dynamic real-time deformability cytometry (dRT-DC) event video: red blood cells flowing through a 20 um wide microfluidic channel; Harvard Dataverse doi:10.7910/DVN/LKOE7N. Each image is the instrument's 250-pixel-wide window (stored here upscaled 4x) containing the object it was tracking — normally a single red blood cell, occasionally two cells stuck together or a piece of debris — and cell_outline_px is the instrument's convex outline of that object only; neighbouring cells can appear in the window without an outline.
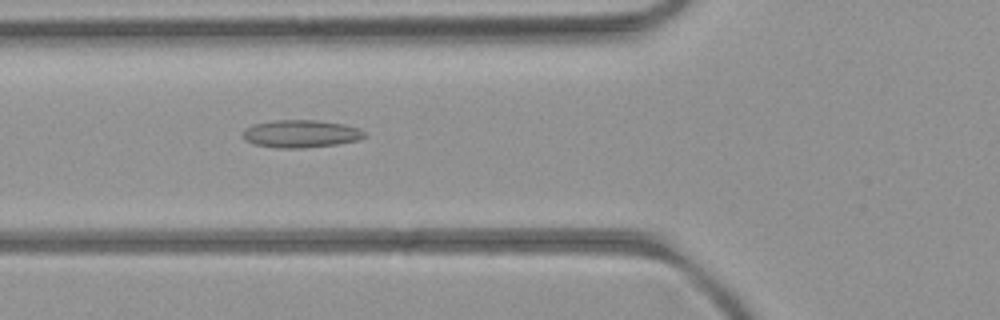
{"species": "common noctule bat (a hibernating species)", "species_latin": "Nyctalus noctula", "temperature_condition": "room temperature", "stored_images_in_passage": 7, "camera_frame_rate_fps": 3000, "um_per_image_px": 0.085, "animal": {"sex": "female", "body_mass_g": 21.9}, "frame": {"image": 1, "passage_image": 5, "time_ms": 4.333, "image_size_px": [1000, 320], "cell_outline_px": [[364, 136], [356, 140], [336, 144], [300, 148], [280, 148], [252, 144], [244, 140], [244, 128], [252, 124], [276, 120], [316, 120], [344, 124], [356, 128], [364, 132]], "centroid_in_image_um": [25.5, 11.36], "position_along_channel_um": 100.3, "area_um2": 19.36}}
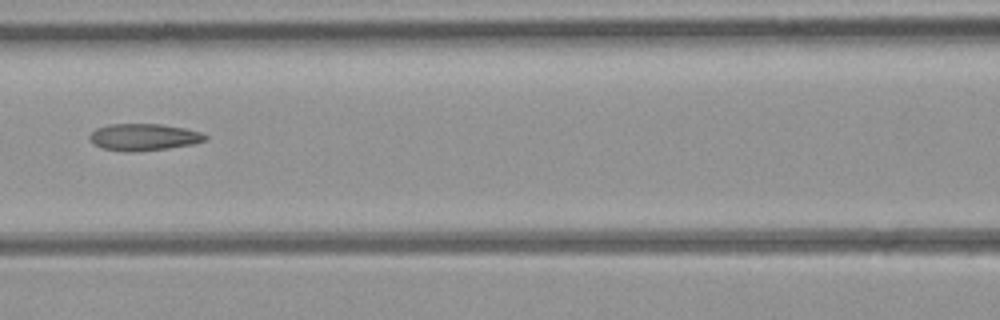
{"frame": {"image": 2, "passage_image": 6, "time_ms": 5.667, "image_size_px": [1000, 320], "cell_outline_px": [[208, 136], [204, 140], [192, 144], [168, 148], [104, 148], [96, 144], [88, 136], [96, 128], [108, 124], [160, 124], [184, 128], [200, 132]], "centroid_in_image_um": [12.26, 11.58], "position_along_channel_um": 154.3, "area_um2": 16.82}}
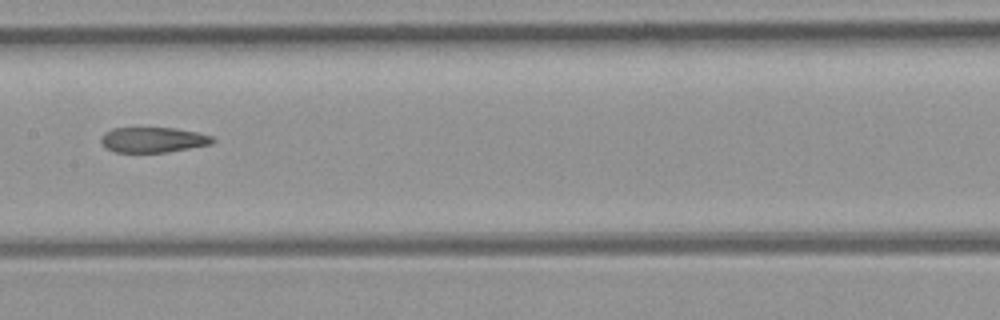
{"frame": {"image": 3, "passage_image": 7, "time_ms": 6.667, "image_size_px": [1000, 320], "cell_outline_px": [[216, 140], [212, 144], [168, 152], [116, 152], [108, 148], [100, 140], [100, 136], [104, 132], [112, 128], [176, 128], [196, 132], [212, 136]], "centroid_in_image_um": [13.03, 11.88], "position_along_channel_um": 194.4, "area_um2": 16.42}}